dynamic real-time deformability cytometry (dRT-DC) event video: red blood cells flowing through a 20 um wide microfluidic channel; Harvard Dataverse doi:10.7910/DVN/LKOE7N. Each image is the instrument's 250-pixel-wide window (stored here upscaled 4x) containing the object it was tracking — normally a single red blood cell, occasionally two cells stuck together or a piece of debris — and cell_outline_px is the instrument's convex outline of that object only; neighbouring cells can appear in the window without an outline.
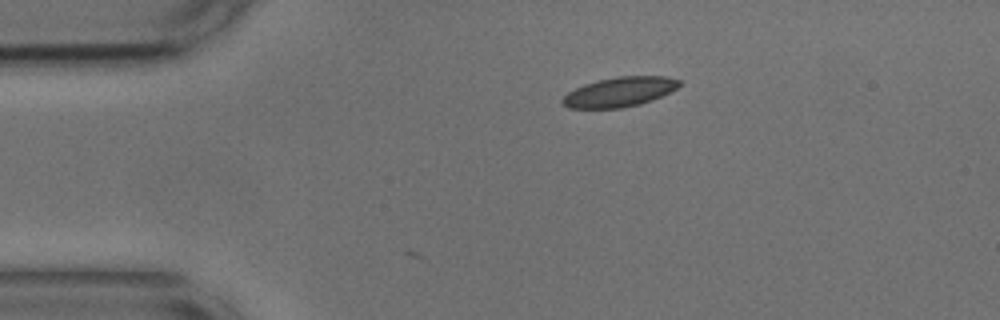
{"species": "common noctule bat (a hibernating species)", "species_latin": "Nyctalus noctula", "temperature_condition": "cold", "stored_images_in_passage": 9, "camera_frame_rate_fps": 3000, "um_per_image_px": 0.085, "animal": {"sex": "male", "body_mass_g": 17.9, "forearm_length_mm": 54.2}, "frame": {"image": 1, "passage_image": 1, "time_ms": 0.0, "image_size_px": [1000, 320], "cell_outline_px": [[680, 84], [676, 88], [652, 100], [640, 104], [620, 108], [568, 108], [560, 104], [560, 100], [568, 92], [584, 84], [596, 80], [616, 76], [668, 76], [680, 80]], "centroid_in_image_um": [52.61, 7.81], "position_along_channel_um": 32.4, "area_um2": 20.23}}
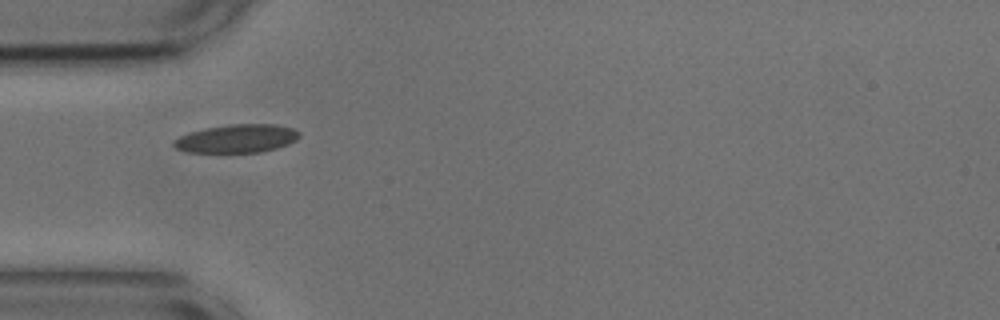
{"frame": {"image": 2, "passage_image": 7, "time_ms": 2.0, "image_size_px": [1000, 320], "cell_outline_px": [[300, 136], [296, 140], [288, 144], [264, 152], [184, 152], [176, 148], [172, 144], [172, 140], [188, 132], [204, 128], [228, 124], [276, 124], [292, 128], [300, 132]], "centroid_in_image_um": [20.11, 11.77], "position_along_channel_um": 64.9, "area_um2": 20.92}}